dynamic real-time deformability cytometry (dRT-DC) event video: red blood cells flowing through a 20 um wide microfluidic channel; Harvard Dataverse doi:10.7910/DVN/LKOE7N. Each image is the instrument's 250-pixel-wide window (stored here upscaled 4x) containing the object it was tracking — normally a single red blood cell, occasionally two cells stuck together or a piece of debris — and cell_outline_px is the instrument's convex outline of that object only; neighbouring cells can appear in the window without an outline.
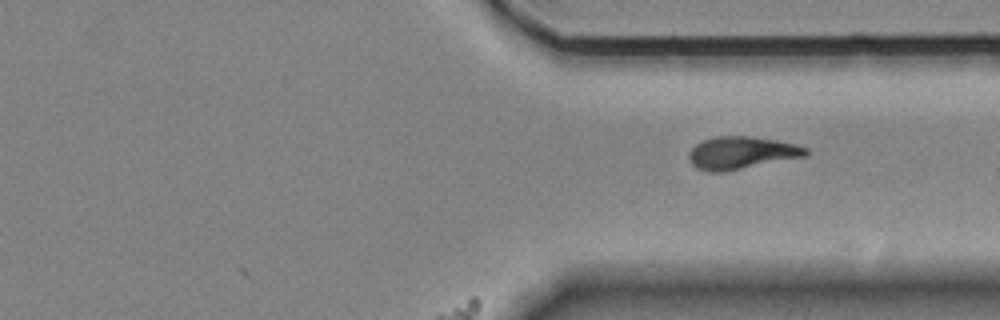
{"species": "Egyptian fruit bat (a non-hibernating species)", "species_latin": "Rousettus aegyptiacus", "temperature_condition": "room temperature", "stored_images_in_passage": 21, "segment_of_instrument_passage": [2, 2], "camera_frame_rate_fps": 3000, "um_per_image_px": 0.085, "animal": {"sex": "female"}, "frame": {"image": 1, "passage_image": 18, "time_ms": 5.667, "image_size_px": [1000, 320], "cell_outline_px": [[808, 156], [720, 172], [712, 172], [696, 168], [692, 164], [688, 156], [688, 152], [696, 144], [704, 140], [716, 136], [752, 136], [776, 140], [796, 144], [808, 148]], "centroid_in_image_um": [63.04, 12.98], "position_along_channel_um": 348.4, "area_um2": 22.08}}
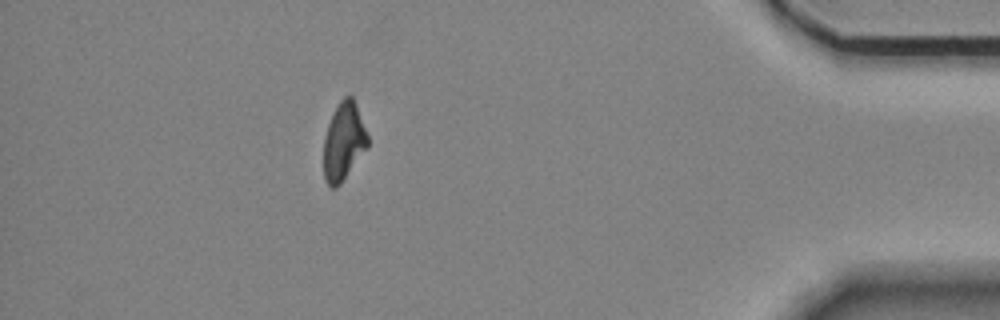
{"frame": {"image": 2, "passage_image": 20, "time_ms": 6.333, "image_size_px": [1000, 320], "cell_outline_px": [[368, 148], [340, 184], [336, 188], [332, 188], [324, 180], [324, 140], [328, 124], [340, 100], [344, 96], [352, 96], [356, 104], [368, 136]], "centroid_in_image_um": [29.22, 12.06], "position_along_channel_um": 406.0, "area_um2": 19.83}}